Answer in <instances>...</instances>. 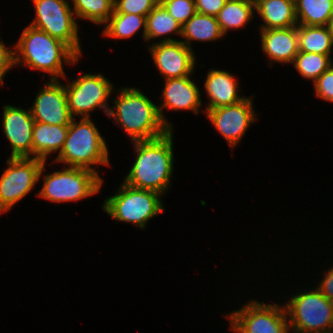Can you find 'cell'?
<instances>
[{
  "label": "cell",
  "instance_id": "6da1fadb",
  "mask_svg": "<svg viewBox=\"0 0 333 333\" xmlns=\"http://www.w3.org/2000/svg\"><path fill=\"white\" fill-rule=\"evenodd\" d=\"M172 130L165 135L143 141H134L137 158L124 183L137 188L166 193L173 174Z\"/></svg>",
  "mask_w": 333,
  "mask_h": 333
},
{
  "label": "cell",
  "instance_id": "7a4b0ae2",
  "mask_svg": "<svg viewBox=\"0 0 333 333\" xmlns=\"http://www.w3.org/2000/svg\"><path fill=\"white\" fill-rule=\"evenodd\" d=\"M15 49V65L20 63L50 73L51 80L65 78L63 60L70 64L79 59L67 44L31 25L23 30Z\"/></svg>",
  "mask_w": 333,
  "mask_h": 333
},
{
  "label": "cell",
  "instance_id": "3957f363",
  "mask_svg": "<svg viewBox=\"0 0 333 333\" xmlns=\"http://www.w3.org/2000/svg\"><path fill=\"white\" fill-rule=\"evenodd\" d=\"M114 104L116 111L110 109L108 116L121 124L133 142L156 139L170 130L163 123L158 106L137 88H123Z\"/></svg>",
  "mask_w": 333,
  "mask_h": 333
},
{
  "label": "cell",
  "instance_id": "277c9868",
  "mask_svg": "<svg viewBox=\"0 0 333 333\" xmlns=\"http://www.w3.org/2000/svg\"><path fill=\"white\" fill-rule=\"evenodd\" d=\"M90 119L81 118L79 123L72 119L64 147L58 154L56 162L94 172H96L95 169L90 165H109L106 142Z\"/></svg>",
  "mask_w": 333,
  "mask_h": 333
},
{
  "label": "cell",
  "instance_id": "5b68a950",
  "mask_svg": "<svg viewBox=\"0 0 333 333\" xmlns=\"http://www.w3.org/2000/svg\"><path fill=\"white\" fill-rule=\"evenodd\" d=\"M290 329L296 333H333V302L318 288L299 293L284 305Z\"/></svg>",
  "mask_w": 333,
  "mask_h": 333
},
{
  "label": "cell",
  "instance_id": "8992f818",
  "mask_svg": "<svg viewBox=\"0 0 333 333\" xmlns=\"http://www.w3.org/2000/svg\"><path fill=\"white\" fill-rule=\"evenodd\" d=\"M160 196L155 191L133 188L123 182L118 193L104 201L102 209L117 221L144 228L150 218L164 210Z\"/></svg>",
  "mask_w": 333,
  "mask_h": 333
},
{
  "label": "cell",
  "instance_id": "52a82bcc",
  "mask_svg": "<svg viewBox=\"0 0 333 333\" xmlns=\"http://www.w3.org/2000/svg\"><path fill=\"white\" fill-rule=\"evenodd\" d=\"M103 179L93 170L67 167L46 174L39 196L52 202L78 201L100 191Z\"/></svg>",
  "mask_w": 333,
  "mask_h": 333
},
{
  "label": "cell",
  "instance_id": "ba28073f",
  "mask_svg": "<svg viewBox=\"0 0 333 333\" xmlns=\"http://www.w3.org/2000/svg\"><path fill=\"white\" fill-rule=\"evenodd\" d=\"M36 18L32 27L45 31L51 37L67 44L79 57L81 48L74 11L66 0H32Z\"/></svg>",
  "mask_w": 333,
  "mask_h": 333
},
{
  "label": "cell",
  "instance_id": "9c48e42d",
  "mask_svg": "<svg viewBox=\"0 0 333 333\" xmlns=\"http://www.w3.org/2000/svg\"><path fill=\"white\" fill-rule=\"evenodd\" d=\"M45 163L33 157L8 158L9 167L0 178V213L10 210L34 188Z\"/></svg>",
  "mask_w": 333,
  "mask_h": 333
},
{
  "label": "cell",
  "instance_id": "30bf717a",
  "mask_svg": "<svg viewBox=\"0 0 333 333\" xmlns=\"http://www.w3.org/2000/svg\"><path fill=\"white\" fill-rule=\"evenodd\" d=\"M230 329L238 333H289V318L284 306L252 300L227 315Z\"/></svg>",
  "mask_w": 333,
  "mask_h": 333
},
{
  "label": "cell",
  "instance_id": "8fae6325",
  "mask_svg": "<svg viewBox=\"0 0 333 333\" xmlns=\"http://www.w3.org/2000/svg\"><path fill=\"white\" fill-rule=\"evenodd\" d=\"M65 85L68 108L71 116L82 115L90 118V112L102 108L108 116L110 107L107 100L113 91V85L102 74H84ZM74 115V116H73Z\"/></svg>",
  "mask_w": 333,
  "mask_h": 333
},
{
  "label": "cell",
  "instance_id": "7c38bea8",
  "mask_svg": "<svg viewBox=\"0 0 333 333\" xmlns=\"http://www.w3.org/2000/svg\"><path fill=\"white\" fill-rule=\"evenodd\" d=\"M252 97L228 106L206 110L207 117L234 148L240 142L248 127L255 121Z\"/></svg>",
  "mask_w": 333,
  "mask_h": 333
},
{
  "label": "cell",
  "instance_id": "4fadbf2b",
  "mask_svg": "<svg viewBox=\"0 0 333 333\" xmlns=\"http://www.w3.org/2000/svg\"><path fill=\"white\" fill-rule=\"evenodd\" d=\"M153 60L165 79L190 76L195 69V55L182 41L171 38L161 39L149 46Z\"/></svg>",
  "mask_w": 333,
  "mask_h": 333
},
{
  "label": "cell",
  "instance_id": "5bb4252c",
  "mask_svg": "<svg viewBox=\"0 0 333 333\" xmlns=\"http://www.w3.org/2000/svg\"><path fill=\"white\" fill-rule=\"evenodd\" d=\"M39 91L31 110L37 122L50 125H69L73 119L68 108L65 86L58 80H50Z\"/></svg>",
  "mask_w": 333,
  "mask_h": 333
},
{
  "label": "cell",
  "instance_id": "9a60e30c",
  "mask_svg": "<svg viewBox=\"0 0 333 333\" xmlns=\"http://www.w3.org/2000/svg\"><path fill=\"white\" fill-rule=\"evenodd\" d=\"M3 111V132L12 147L11 157L33 155L32 132L35 120L31 110L5 105Z\"/></svg>",
  "mask_w": 333,
  "mask_h": 333
},
{
  "label": "cell",
  "instance_id": "2e32d148",
  "mask_svg": "<svg viewBox=\"0 0 333 333\" xmlns=\"http://www.w3.org/2000/svg\"><path fill=\"white\" fill-rule=\"evenodd\" d=\"M162 97H164V103L158 107V110L163 123L170 130H172V126L171 124H168L162 112L165 107L175 111L181 109L191 110L198 114V109L202 105L200 90L191 80L190 76L165 79Z\"/></svg>",
  "mask_w": 333,
  "mask_h": 333
},
{
  "label": "cell",
  "instance_id": "e0dca14e",
  "mask_svg": "<svg viewBox=\"0 0 333 333\" xmlns=\"http://www.w3.org/2000/svg\"><path fill=\"white\" fill-rule=\"evenodd\" d=\"M261 48L270 60L293 63L299 53L297 26L261 29Z\"/></svg>",
  "mask_w": 333,
  "mask_h": 333
},
{
  "label": "cell",
  "instance_id": "ac0fdd59",
  "mask_svg": "<svg viewBox=\"0 0 333 333\" xmlns=\"http://www.w3.org/2000/svg\"><path fill=\"white\" fill-rule=\"evenodd\" d=\"M237 81L229 72L212 69L208 72L204 83L210 101L207 110L223 106L233 105L246 97H240L237 93Z\"/></svg>",
  "mask_w": 333,
  "mask_h": 333
},
{
  "label": "cell",
  "instance_id": "d6986e66",
  "mask_svg": "<svg viewBox=\"0 0 333 333\" xmlns=\"http://www.w3.org/2000/svg\"><path fill=\"white\" fill-rule=\"evenodd\" d=\"M69 125H50L35 121L32 132L33 158L46 162L47 156L64 147Z\"/></svg>",
  "mask_w": 333,
  "mask_h": 333
},
{
  "label": "cell",
  "instance_id": "ffe728a7",
  "mask_svg": "<svg viewBox=\"0 0 333 333\" xmlns=\"http://www.w3.org/2000/svg\"><path fill=\"white\" fill-rule=\"evenodd\" d=\"M265 24L261 29L289 28L297 26L295 0H268L255 7Z\"/></svg>",
  "mask_w": 333,
  "mask_h": 333
},
{
  "label": "cell",
  "instance_id": "44dd1931",
  "mask_svg": "<svg viewBox=\"0 0 333 333\" xmlns=\"http://www.w3.org/2000/svg\"><path fill=\"white\" fill-rule=\"evenodd\" d=\"M186 40L182 42L190 49V42L218 40L224 36L215 16L195 13L183 26L182 35Z\"/></svg>",
  "mask_w": 333,
  "mask_h": 333
},
{
  "label": "cell",
  "instance_id": "7402d4cb",
  "mask_svg": "<svg viewBox=\"0 0 333 333\" xmlns=\"http://www.w3.org/2000/svg\"><path fill=\"white\" fill-rule=\"evenodd\" d=\"M299 25L327 26L333 15V0H295Z\"/></svg>",
  "mask_w": 333,
  "mask_h": 333
},
{
  "label": "cell",
  "instance_id": "603a6c76",
  "mask_svg": "<svg viewBox=\"0 0 333 333\" xmlns=\"http://www.w3.org/2000/svg\"><path fill=\"white\" fill-rule=\"evenodd\" d=\"M299 51L330 55L333 40L328 26L297 25Z\"/></svg>",
  "mask_w": 333,
  "mask_h": 333
},
{
  "label": "cell",
  "instance_id": "cb8c5ba5",
  "mask_svg": "<svg viewBox=\"0 0 333 333\" xmlns=\"http://www.w3.org/2000/svg\"><path fill=\"white\" fill-rule=\"evenodd\" d=\"M255 5L250 0H227L216 16L225 35L229 29L241 28L252 19Z\"/></svg>",
  "mask_w": 333,
  "mask_h": 333
},
{
  "label": "cell",
  "instance_id": "d4e9b609",
  "mask_svg": "<svg viewBox=\"0 0 333 333\" xmlns=\"http://www.w3.org/2000/svg\"><path fill=\"white\" fill-rule=\"evenodd\" d=\"M106 24L103 31L104 36L118 39L130 38L143 26V37H146V16L113 13Z\"/></svg>",
  "mask_w": 333,
  "mask_h": 333
},
{
  "label": "cell",
  "instance_id": "484cf974",
  "mask_svg": "<svg viewBox=\"0 0 333 333\" xmlns=\"http://www.w3.org/2000/svg\"><path fill=\"white\" fill-rule=\"evenodd\" d=\"M170 33H177L181 36L182 26L159 3L146 16L145 40L154 39Z\"/></svg>",
  "mask_w": 333,
  "mask_h": 333
},
{
  "label": "cell",
  "instance_id": "4316f807",
  "mask_svg": "<svg viewBox=\"0 0 333 333\" xmlns=\"http://www.w3.org/2000/svg\"><path fill=\"white\" fill-rule=\"evenodd\" d=\"M75 17L105 24L114 12V0H72Z\"/></svg>",
  "mask_w": 333,
  "mask_h": 333
},
{
  "label": "cell",
  "instance_id": "83f0119b",
  "mask_svg": "<svg viewBox=\"0 0 333 333\" xmlns=\"http://www.w3.org/2000/svg\"><path fill=\"white\" fill-rule=\"evenodd\" d=\"M292 64L301 76L312 79L313 83L333 65L330 55L301 51L296 55Z\"/></svg>",
  "mask_w": 333,
  "mask_h": 333
},
{
  "label": "cell",
  "instance_id": "f1b7e54d",
  "mask_svg": "<svg viewBox=\"0 0 333 333\" xmlns=\"http://www.w3.org/2000/svg\"><path fill=\"white\" fill-rule=\"evenodd\" d=\"M160 3L181 26L197 12L195 0H160Z\"/></svg>",
  "mask_w": 333,
  "mask_h": 333
},
{
  "label": "cell",
  "instance_id": "f546056e",
  "mask_svg": "<svg viewBox=\"0 0 333 333\" xmlns=\"http://www.w3.org/2000/svg\"><path fill=\"white\" fill-rule=\"evenodd\" d=\"M160 0H114L113 13H128L147 16Z\"/></svg>",
  "mask_w": 333,
  "mask_h": 333
},
{
  "label": "cell",
  "instance_id": "4dcf8cb0",
  "mask_svg": "<svg viewBox=\"0 0 333 333\" xmlns=\"http://www.w3.org/2000/svg\"><path fill=\"white\" fill-rule=\"evenodd\" d=\"M314 88L319 98L333 102V65L314 82Z\"/></svg>",
  "mask_w": 333,
  "mask_h": 333
},
{
  "label": "cell",
  "instance_id": "1f68e13d",
  "mask_svg": "<svg viewBox=\"0 0 333 333\" xmlns=\"http://www.w3.org/2000/svg\"><path fill=\"white\" fill-rule=\"evenodd\" d=\"M227 0H195L197 13L217 16Z\"/></svg>",
  "mask_w": 333,
  "mask_h": 333
},
{
  "label": "cell",
  "instance_id": "d6a6232c",
  "mask_svg": "<svg viewBox=\"0 0 333 333\" xmlns=\"http://www.w3.org/2000/svg\"><path fill=\"white\" fill-rule=\"evenodd\" d=\"M15 65V52L8 50L4 43L0 41V85L3 84V77Z\"/></svg>",
  "mask_w": 333,
  "mask_h": 333
},
{
  "label": "cell",
  "instance_id": "836d02e7",
  "mask_svg": "<svg viewBox=\"0 0 333 333\" xmlns=\"http://www.w3.org/2000/svg\"><path fill=\"white\" fill-rule=\"evenodd\" d=\"M324 280H321V283L318 287L320 292L330 301L333 302V267L325 272Z\"/></svg>",
  "mask_w": 333,
  "mask_h": 333
},
{
  "label": "cell",
  "instance_id": "e575fe53",
  "mask_svg": "<svg viewBox=\"0 0 333 333\" xmlns=\"http://www.w3.org/2000/svg\"><path fill=\"white\" fill-rule=\"evenodd\" d=\"M327 26L329 28L330 35H331L332 40H333V15L331 16V18H330L329 23H328Z\"/></svg>",
  "mask_w": 333,
  "mask_h": 333
},
{
  "label": "cell",
  "instance_id": "d590c367",
  "mask_svg": "<svg viewBox=\"0 0 333 333\" xmlns=\"http://www.w3.org/2000/svg\"><path fill=\"white\" fill-rule=\"evenodd\" d=\"M254 5L255 7L260 3V2H263V1H268V0H250Z\"/></svg>",
  "mask_w": 333,
  "mask_h": 333
}]
</instances>
